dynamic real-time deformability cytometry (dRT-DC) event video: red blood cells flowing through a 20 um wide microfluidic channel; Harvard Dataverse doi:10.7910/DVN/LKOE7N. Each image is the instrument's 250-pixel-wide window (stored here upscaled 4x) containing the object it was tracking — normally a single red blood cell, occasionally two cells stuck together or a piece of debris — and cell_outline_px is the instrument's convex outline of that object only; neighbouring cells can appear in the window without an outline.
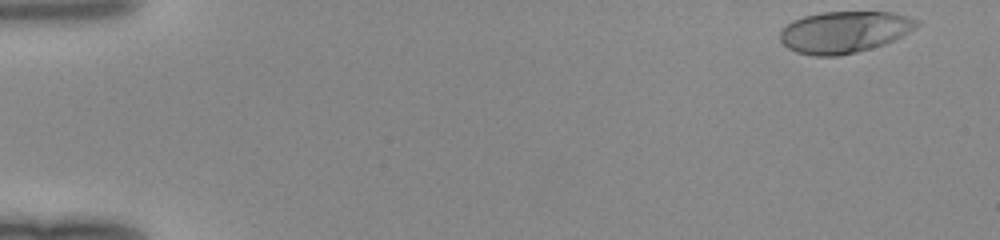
{"species": "human", "species_latin": "Homo sapiens", "temperature_condition": "room temperature", "stored_images_in_passage": 47, "camera_frame_rate_fps": 3000, "um_per_image_px": 0.085, "donor": {"sex": "female"}, "frame": {"image": 1, "passage_image": 1, "time_ms": 0.0, "image_size_px": [1000, 240], "cell_outline_px": [[920, 24], [916, 28], [884, 44], [856, 52], [836, 56], [812, 56], [796, 52], [788, 48], [780, 40], [780, 32], [792, 20], [804, 16], [820, 12], [892, 12], [908, 16], [920, 20]], "centroid_in_image_um": [71.77, 2.71], "position_along_channel_um": 13.2, "area_um2": 33.12}}
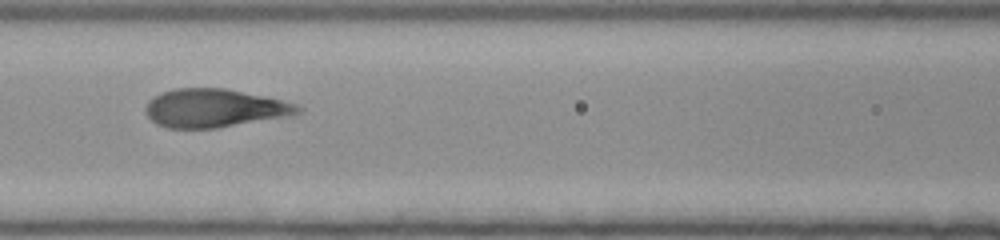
{"frame": {"image": 2, "passage_image": 21, "time_ms": 6.667, "image_size_px": [1000, 240], "cell_outline_px": [[304, 112], [292, 116], [216, 128], [168, 128], [156, 124], [144, 112], [144, 108], [148, 100], [164, 92], [176, 88], [224, 88], [264, 96], [296, 104], [304, 108]], "centroid_in_image_um": [18.26, 9.2], "position_along_channel_um": 148.3, "area_um2": 34.16}}
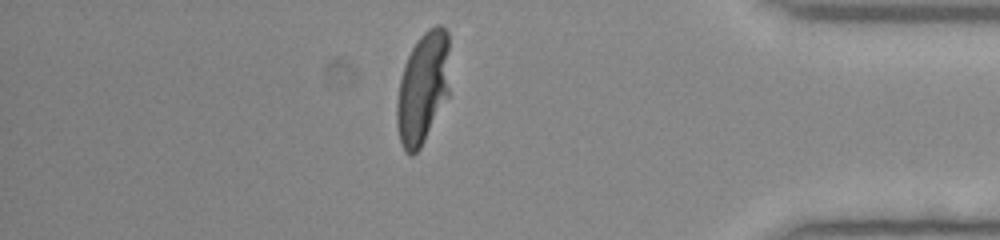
{"frame": {"image": 3, "passage_image": 41, "time_ms": 13.333, "image_size_px": [1000, 240], "cell_outline_px": [[448, 96], [420, 148], [412, 156], [408, 156], [404, 152], [400, 144], [396, 124], [396, 104], [400, 80], [404, 64], [412, 48], [420, 36], [428, 28], [436, 24], [440, 24], [448, 32]], "centroid_in_image_um": [35.91, 7.5], "position_along_channel_um": 399.3, "area_um2": 34.51}}